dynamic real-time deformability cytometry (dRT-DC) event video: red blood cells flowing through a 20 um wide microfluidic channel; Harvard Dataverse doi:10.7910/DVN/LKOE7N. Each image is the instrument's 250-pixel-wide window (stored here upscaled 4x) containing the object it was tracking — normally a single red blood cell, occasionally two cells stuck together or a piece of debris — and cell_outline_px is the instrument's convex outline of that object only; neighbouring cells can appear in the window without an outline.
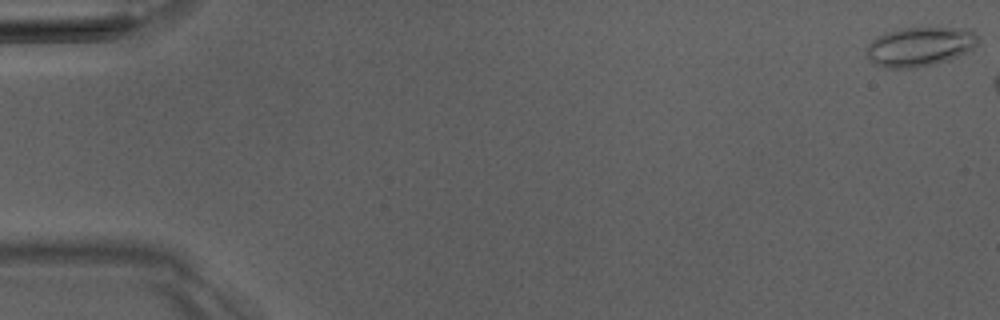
{"species": "Egyptian fruit bat (a non-hibernating species)", "species_latin": "Rousettus aegyptiacus", "temperature_condition": "room temperature", "stored_images_in_passage": 4, "camera_frame_rate_fps": 3000, "um_per_image_px": 0.085, "animal": {"sex": "male"}, "frame": {"image": 1, "passage_image": 1, "time_ms": 0.0, "image_size_px": [1000, 320], "cell_outline_px": [[980, 36], [976, 48], [972, 52], [948, 60], [916, 68], [884, 68], [876, 64], [868, 56], [868, 44], [872, 40], [888, 32], [900, 28], [972, 28]], "centroid_in_image_um": [78.31, 3.95], "position_along_channel_um": 6.7, "area_um2": 25.78}}